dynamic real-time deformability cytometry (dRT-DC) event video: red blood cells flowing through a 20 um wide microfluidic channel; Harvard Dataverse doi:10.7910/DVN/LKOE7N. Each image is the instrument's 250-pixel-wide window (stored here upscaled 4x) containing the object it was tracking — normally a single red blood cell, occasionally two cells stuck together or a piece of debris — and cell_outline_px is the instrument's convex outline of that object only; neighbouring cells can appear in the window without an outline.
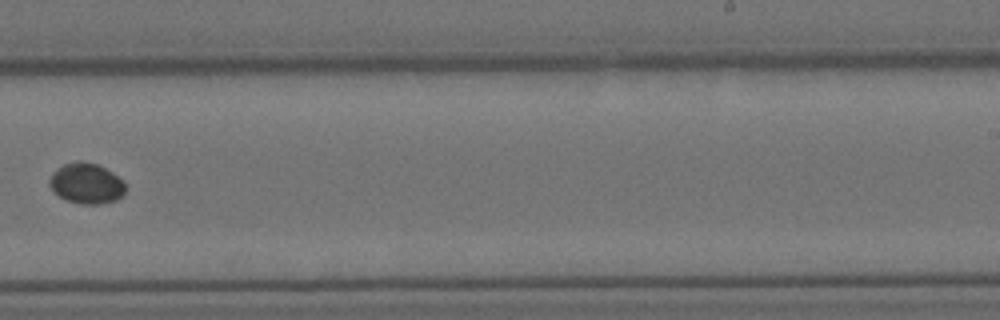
{"species": "Egyptian fruit bat (a non-hibernating species)", "species_latin": "Rousettus aegyptiacus", "temperature_condition": "cold", "stored_images_in_passage": 10, "segment_of_instrument_passage": [2, 2], "camera_frame_rate_fps": 3000, "um_per_image_px": 0.085, "animal": {"sex": "female"}, "frame": {"image": 1, "passage_image": 10, "time_ms": 11.0, "image_size_px": [1000, 320], "cell_outline_px": [[124, 192], [116, 200], [100, 204], [80, 204], [68, 200], [60, 196], [48, 184], [48, 180], [52, 172], [64, 164], [80, 160], [96, 164], [112, 172], [124, 180]], "centroid_in_image_um": [7.33, 15.58], "position_along_channel_um": 281.7, "area_um2": 17.8}}